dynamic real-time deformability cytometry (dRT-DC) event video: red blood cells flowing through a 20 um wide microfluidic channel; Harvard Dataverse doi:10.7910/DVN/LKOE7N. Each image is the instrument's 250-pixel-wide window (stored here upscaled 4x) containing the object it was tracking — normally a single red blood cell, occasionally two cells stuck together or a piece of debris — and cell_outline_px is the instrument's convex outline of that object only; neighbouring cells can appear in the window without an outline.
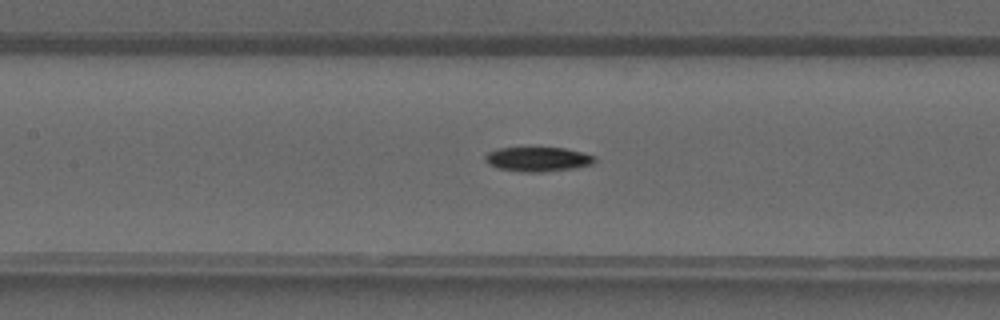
{"species": "common noctule bat (a hibernating species)", "species_latin": "Nyctalus noctula", "temperature_condition": "warm", "stored_images_in_passage": 38, "segment_of_instrument_passage": [1, 2], "camera_frame_rate_fps": 3000, "um_per_image_px": 0.085, "animal": {"sex": "male", "forearm_length_mm": 52.5}, "frame": {"image": 1, "passage_image": 15, "time_ms": 4.667, "image_size_px": [1000, 320], "cell_outline_px": [[596, 160], [592, 164], [576, 168], [544, 172], [524, 172], [500, 168], [488, 164], [484, 160], [484, 156], [488, 152], [496, 148], [564, 148], [584, 152], [596, 156]], "centroid_in_image_um": [45.74, 13.53], "position_along_channel_um": 161.7, "area_um2": 15.72}}
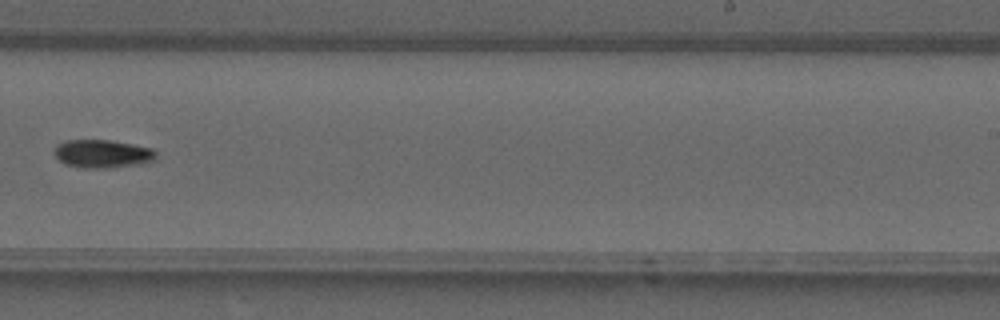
{"frame": {"image": 2, "passage_image": 22, "time_ms": 7.0, "image_size_px": [1000, 320], "cell_outline_px": [[156, 156], [152, 160], [140, 164], [108, 168], [84, 168], [64, 164], [56, 156], [56, 144], [64, 140], [108, 140], [132, 144], [152, 148], [156, 152]], "centroid_in_image_um": [8.7, 13.07], "position_along_channel_um": 280.3, "area_um2": 16.59}}
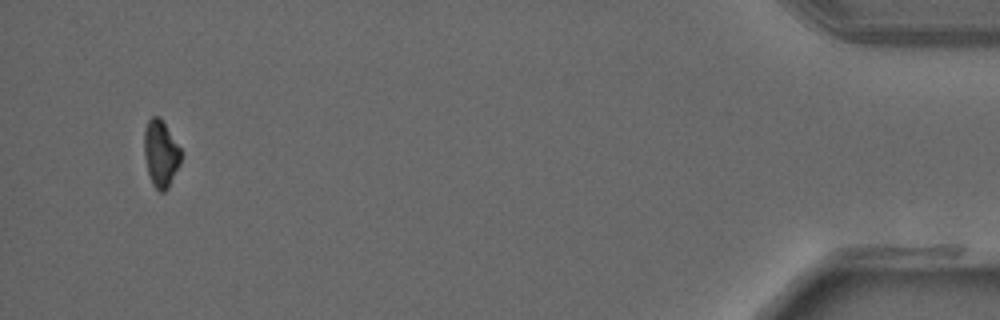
{"frame": {"image": 3, "passage_image": 35, "time_ms": 11.333, "image_size_px": [1000, 320], "cell_outline_px": [[180, 164], [168, 188], [164, 192], [160, 192], [152, 184], [148, 172], [144, 156], [144, 128], [148, 120], [152, 116], [160, 116], [180, 148]], "centroid_in_image_um": [13.65, 13.04], "position_along_channel_um": 421.6, "area_um2": 14.28}}